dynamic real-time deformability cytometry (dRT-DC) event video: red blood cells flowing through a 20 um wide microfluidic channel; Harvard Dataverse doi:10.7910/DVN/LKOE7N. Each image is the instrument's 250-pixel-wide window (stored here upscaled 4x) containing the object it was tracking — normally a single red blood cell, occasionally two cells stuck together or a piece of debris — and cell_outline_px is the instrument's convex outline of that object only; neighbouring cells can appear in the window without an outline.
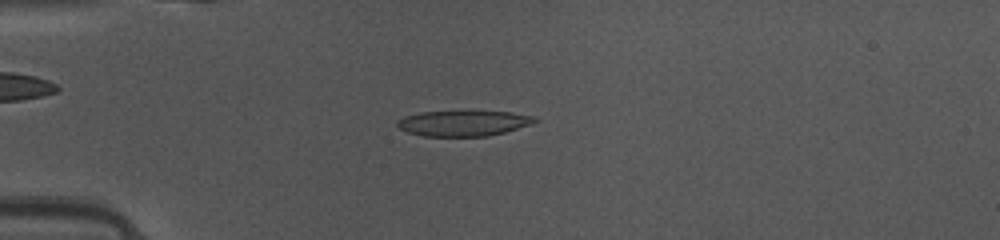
{"species": "common noctule bat (a hibernating species)", "species_latin": "Nyctalus noctula", "temperature_condition": "warm", "stored_images_in_passage": 38, "camera_frame_rate_fps": 3000, "um_per_image_px": 0.085, "animal": {"sex": "female", "body_mass_g": 10.0, "forearm_length_mm": 53.1}, "frame": {"image": 1, "passage_image": 2, "time_ms": 0.333, "image_size_px": [1000, 240], "cell_outline_px": [[540, 120], [532, 124], [504, 132], [488, 136], [424, 136], [408, 132], [400, 128], [396, 124], [396, 120], [404, 116], [420, 112], [508, 112], [536, 116]], "centroid_in_image_um": [39.4, 10.48], "position_along_channel_um": 45.6, "area_um2": 20.29}}
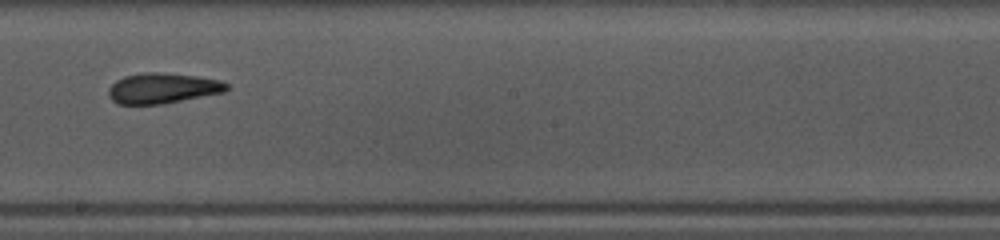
{"frame": {"image": 2, "passage_image": 17, "time_ms": 5.333, "image_size_px": [1000, 240], "cell_outline_px": [[228, 88], [224, 92], [164, 104], [116, 104], [108, 96], [108, 88], [116, 80], [124, 76], [144, 72], [164, 72], [196, 76], [220, 80], [228, 84]], "centroid_in_image_um": [13.79, 7.5], "position_along_channel_um": 234.4, "area_um2": 21.1}}
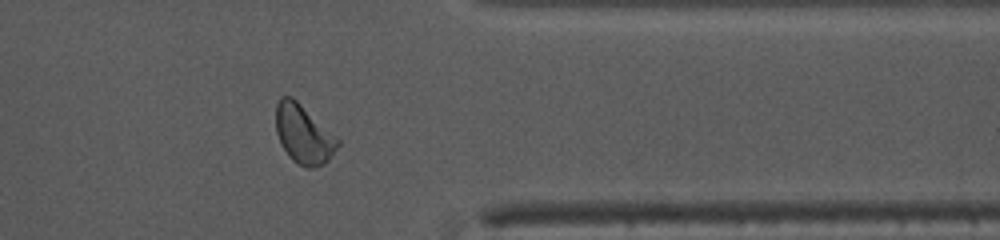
{"frame": {"image": 3, "passage_image": 29, "time_ms": 9.333, "image_size_px": [1000, 240], "cell_outline_px": [[340, 144], [328, 160], [324, 164], [312, 168], [304, 168], [292, 160], [288, 156], [280, 144], [276, 132], [276, 104], [280, 96], [292, 96], [336, 136], [340, 140]], "centroid_in_image_um": [25.78, 11.42], "position_along_channel_um": 385.6, "area_um2": 21.33}, "authors_computed_cell_mechanics": {"area_um2": 21.1259, "velocity_mm_per_s": 4.1237, "shape_relaxation_time_tau1_ms": 3.8381, "shape_relaxation_time_tau2_ms": 2.3364, "deformation_change_tau1": 0.1485, "deformation_change_tau2": 0.0973}}